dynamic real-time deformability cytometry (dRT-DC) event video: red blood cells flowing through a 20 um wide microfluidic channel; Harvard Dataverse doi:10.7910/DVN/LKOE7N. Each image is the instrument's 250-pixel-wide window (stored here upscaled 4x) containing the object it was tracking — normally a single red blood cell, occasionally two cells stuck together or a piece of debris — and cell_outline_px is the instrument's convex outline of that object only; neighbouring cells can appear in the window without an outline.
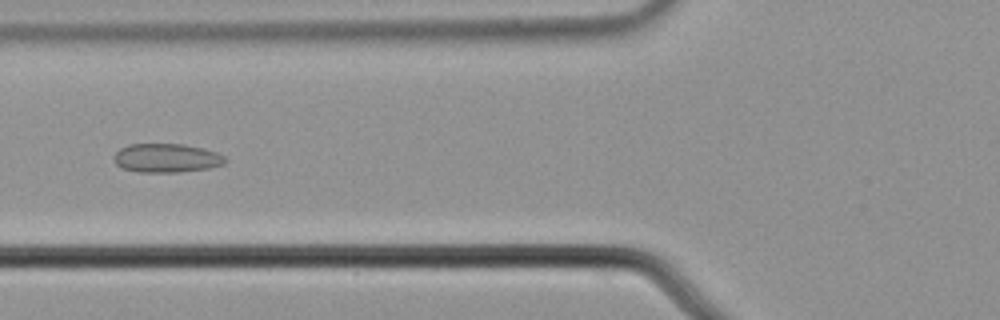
{"species": "common noctule bat (a hibernating species)", "species_latin": "Nyctalus noctula", "temperature_condition": "cold", "stored_images_in_passage": 43, "camera_frame_rate_fps": 3000, "um_per_image_px": 0.085, "animal": {"sex": "male", "body_mass_g": 21.5, "forearm_length_mm": 52.0}, "frame": {"image": 1, "passage_image": 12, "time_ms": 3.667, "image_size_px": [1000, 320], "cell_outline_px": [[228, 160], [224, 164], [208, 168], [180, 172], [140, 172], [124, 168], [116, 164], [116, 152], [120, 148], [128, 144], [184, 144], [204, 148], [216, 152], [224, 156]], "centroid_in_image_um": [14.2, 13.42], "position_along_channel_um": 111.6, "area_um2": 18.61}}
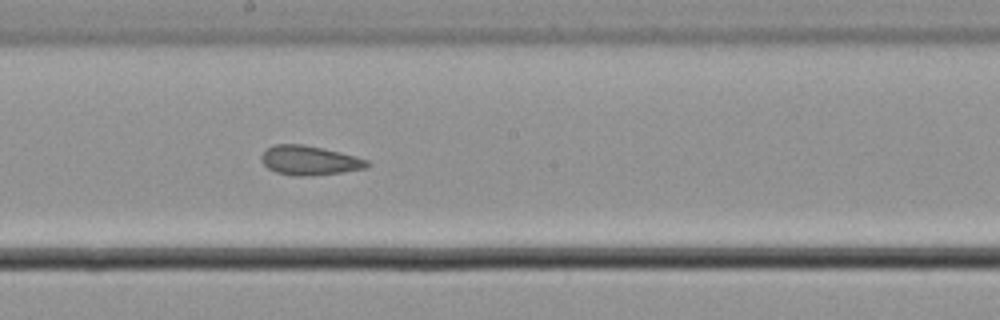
{"frame": {"image": 2, "passage_image": 21, "time_ms": 6.667, "image_size_px": [1000, 320], "cell_outline_px": [[372, 164], [368, 168], [340, 172], [308, 176], [296, 176], [276, 172], [268, 168], [260, 160], [260, 156], [272, 144], [304, 144], [324, 148], [356, 156], [368, 160]], "centroid_in_image_um": [26.32, 13.63], "position_along_channel_um": 221.9, "area_um2": 18.21}}
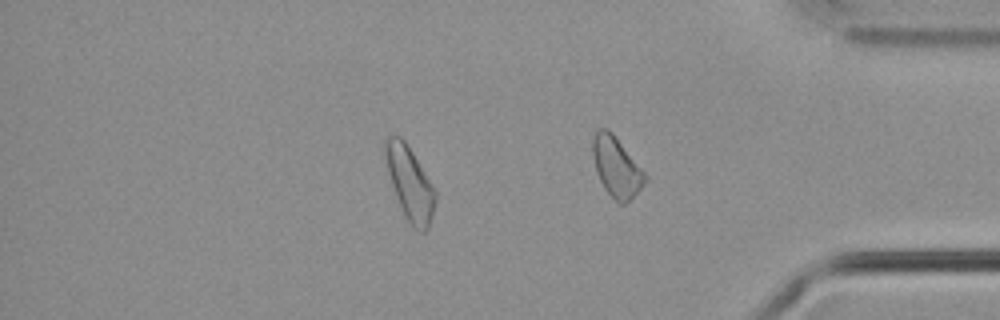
{"frame": {"image": 3, "passage_image": 35, "time_ms": 11.333, "image_size_px": [1000, 320], "cell_outline_px": [[436, 200], [428, 228], [424, 232], [420, 232], [404, 216], [396, 196], [388, 172], [384, 156], [384, 140], [388, 136], [400, 136], [404, 140], [412, 152], [436, 192]], "centroid_in_image_um": [34.81, 15.56], "position_along_channel_um": 400.4, "area_um2": 20.87}, "authors_computed_cell_mechanics": {"area_um2": 18.8428, "velocity_mm_per_s": 3.6692, "shape_relaxation_time_tau1_ms": null, "shape_relaxation_time_tau2_ms": 2.033, "deformation_change_tau1": null, "deformation_change_tau2": 0.0762}}